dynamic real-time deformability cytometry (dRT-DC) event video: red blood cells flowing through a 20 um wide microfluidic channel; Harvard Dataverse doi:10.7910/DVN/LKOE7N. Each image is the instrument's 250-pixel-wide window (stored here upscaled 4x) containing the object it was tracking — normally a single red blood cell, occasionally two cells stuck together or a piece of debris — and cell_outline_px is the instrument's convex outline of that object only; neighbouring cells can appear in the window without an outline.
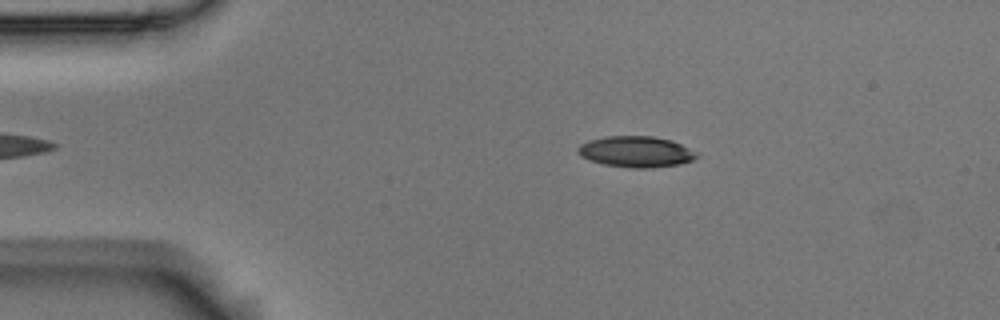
{"species": "Egyptian fruit bat (a non-hibernating species)", "species_latin": "Rousettus aegyptiacus", "temperature_condition": "room temperature", "stored_images_in_passage": 4, "camera_frame_rate_fps": 3000, "um_per_image_px": 0.085, "animal": {"sex": "male"}, "frame": {"image": 1, "passage_image": 1, "time_ms": 0.0, "image_size_px": [1000, 320], "cell_outline_px": [[700, 156], [692, 160], [680, 164], [648, 168], [632, 168], [604, 164], [588, 160], [580, 156], [576, 152], [576, 148], [580, 144], [588, 140], [604, 136], [652, 136], [672, 140], [696, 152]], "centroid_in_image_um": [54.02, 12.89], "position_along_channel_um": 31.0, "area_um2": 21.62}}
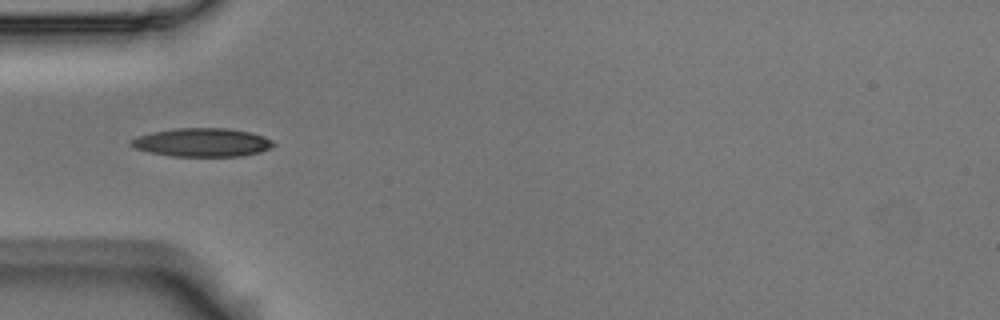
{"frame": {"image": 2, "passage_image": 3, "time_ms": 0.667, "image_size_px": [1000, 320], "cell_outline_px": [[276, 144], [272, 148], [260, 152], [240, 156], [172, 156], [148, 152], [136, 148], [128, 144], [128, 140], [136, 136], [152, 132], [176, 128], [228, 128], [252, 132], [264, 136], [272, 140]], "centroid_in_image_um": [17.18, 12.1], "position_along_channel_um": 67.8, "area_um2": 23.93}}
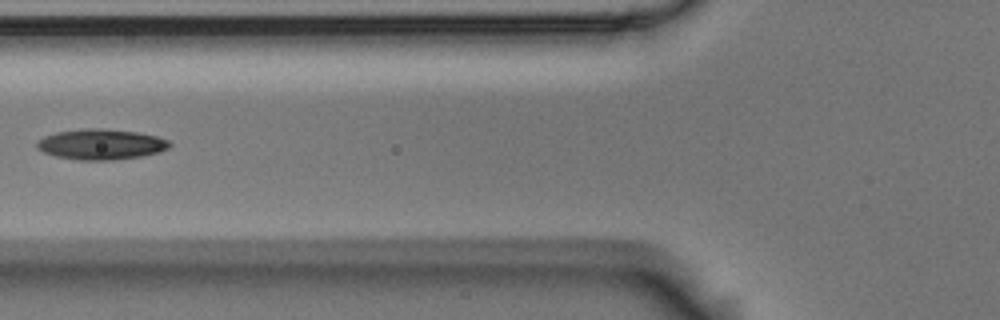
{"frame": {"image": 3, "passage_image": 4, "time_ms": 1.0, "image_size_px": [1000, 320], "cell_outline_px": [[172, 144], [168, 148], [160, 152], [140, 156], [112, 160], [80, 160], [56, 156], [44, 152], [36, 148], [36, 140], [44, 136], [56, 132], [80, 128], [104, 128], [136, 132], [156, 136], [168, 140]], "centroid_in_image_um": [8.56, 12.25], "position_along_channel_um": 117.2, "area_um2": 23.7}}